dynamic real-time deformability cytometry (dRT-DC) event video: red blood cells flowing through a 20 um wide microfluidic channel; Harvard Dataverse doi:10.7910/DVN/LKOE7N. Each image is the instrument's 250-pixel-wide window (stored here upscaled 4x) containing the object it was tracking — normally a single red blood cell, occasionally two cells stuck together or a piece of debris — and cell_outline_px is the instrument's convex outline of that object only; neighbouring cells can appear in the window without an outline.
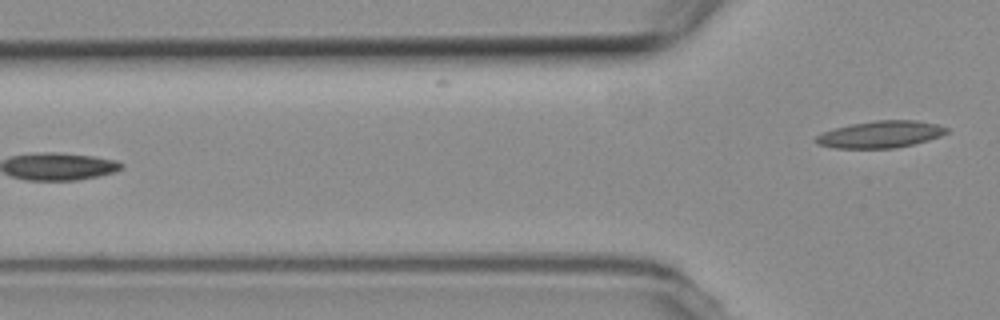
{"species": "common noctule bat (a hibernating species)", "species_latin": "Nyctalus noctula", "temperature_condition": "room temperature", "stored_images_in_passage": 4, "camera_frame_rate_fps": 3000, "um_per_image_px": 0.085, "animal": {"sex": "female", "body_mass_g": 19.3, "forearm_length_mm": 54.1}, "frame": {"image": 1, "passage_image": 4, "time_ms": 4.0, "image_size_px": [1000, 320], "cell_outline_px": [[948, 132], [940, 136], [928, 140], [896, 148], [836, 148], [816, 144], [812, 140], [816, 136], [824, 132], [836, 128], [852, 124], [876, 120], [916, 120], [936, 124], [948, 128]], "centroid_in_image_um": [74.83, 11.42], "position_along_channel_um": 51.0, "area_um2": 20.4}}